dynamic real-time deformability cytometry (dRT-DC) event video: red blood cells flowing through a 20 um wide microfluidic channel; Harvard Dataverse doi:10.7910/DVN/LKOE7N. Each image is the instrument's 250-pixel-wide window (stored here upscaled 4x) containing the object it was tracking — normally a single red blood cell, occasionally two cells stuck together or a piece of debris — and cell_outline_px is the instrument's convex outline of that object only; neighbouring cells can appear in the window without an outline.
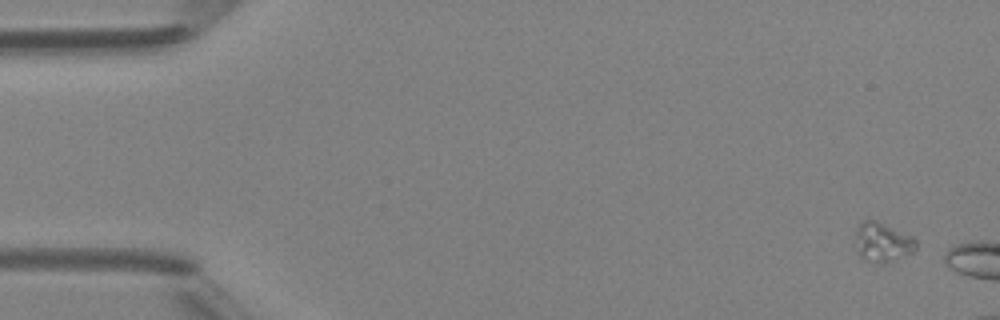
{"species": "Egyptian fruit bat (a non-hibernating species)", "species_latin": "Rousettus aegyptiacus", "temperature_condition": "room temperature", "stored_images_in_passage": 4, "camera_frame_rate_fps": 3000, "um_per_image_px": 0.085, "animal": {"sex": "female"}, "frame": {"image": 1, "passage_image": 1, "time_ms": 0.0, "image_size_px": [1000, 320], "cell_outline_px": [[916, 248], [912, 252], [884, 264], [880, 264], [864, 260], [856, 252], [856, 232], [860, 224], [864, 220], [876, 220], [912, 236], [916, 240]], "centroid_in_image_um": [75.0, 20.61], "position_along_channel_um": 10.0, "area_um2": 13.87}}